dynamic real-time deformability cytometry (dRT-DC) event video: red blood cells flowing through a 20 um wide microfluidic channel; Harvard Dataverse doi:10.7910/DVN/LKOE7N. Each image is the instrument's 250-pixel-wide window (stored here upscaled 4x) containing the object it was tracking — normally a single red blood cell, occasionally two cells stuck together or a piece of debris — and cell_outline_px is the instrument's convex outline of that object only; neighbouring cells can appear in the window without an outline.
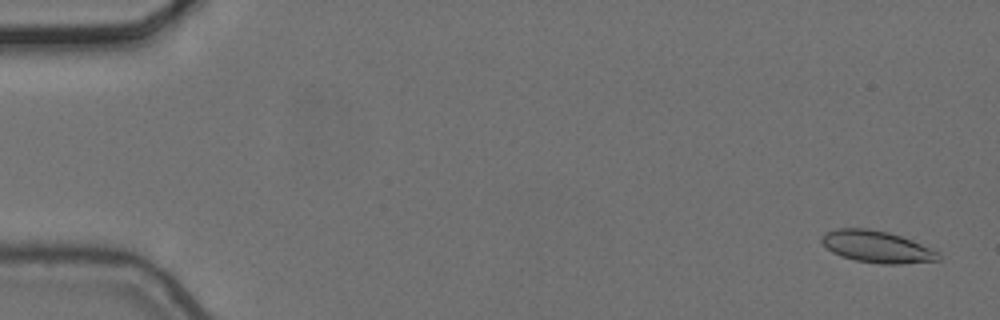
{"species": "common noctule bat (a hibernating species)", "species_latin": "Nyctalus noctula", "temperature_condition": "cold", "stored_images_in_passage": 4, "camera_frame_rate_fps": 3000, "um_per_image_px": 0.085, "animal": {"sex": "female", "body_mass_g": 24.6, "forearm_length_mm": 56.2}, "frame": {"image": 1, "passage_image": 1, "time_ms": 0.0, "image_size_px": [1000, 320], "cell_outline_px": [[940, 260], [900, 264], [880, 264], [856, 260], [840, 256], [832, 252], [820, 240], [820, 236], [836, 228], [868, 228], [888, 232], [912, 240], [940, 252]], "centroid_in_image_um": [74.54, 20.97], "position_along_channel_um": 10.5, "area_um2": 21.68}}
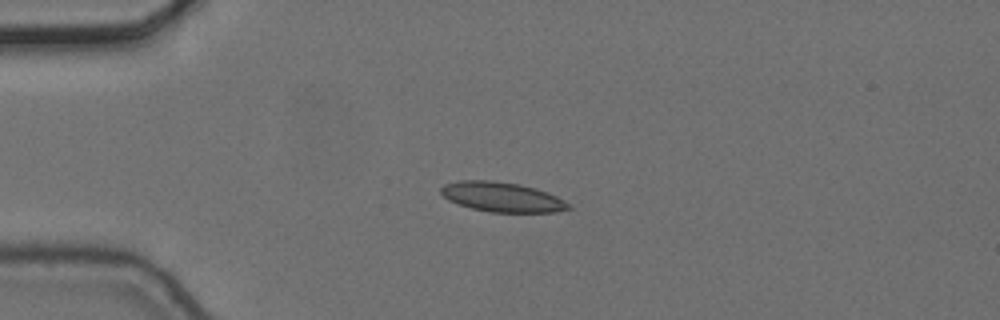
{"frame": {"image": 2, "passage_image": 4, "time_ms": 1.0, "image_size_px": [1000, 320], "cell_outline_px": [[572, 208], [556, 212], [488, 212], [472, 208], [448, 200], [440, 192], [440, 188], [444, 184], [460, 180], [492, 180], [520, 184], [536, 188], [556, 196], [564, 200]], "centroid_in_image_um": [42.66, 16.74], "position_along_channel_um": 42.3, "area_um2": 22.08}}